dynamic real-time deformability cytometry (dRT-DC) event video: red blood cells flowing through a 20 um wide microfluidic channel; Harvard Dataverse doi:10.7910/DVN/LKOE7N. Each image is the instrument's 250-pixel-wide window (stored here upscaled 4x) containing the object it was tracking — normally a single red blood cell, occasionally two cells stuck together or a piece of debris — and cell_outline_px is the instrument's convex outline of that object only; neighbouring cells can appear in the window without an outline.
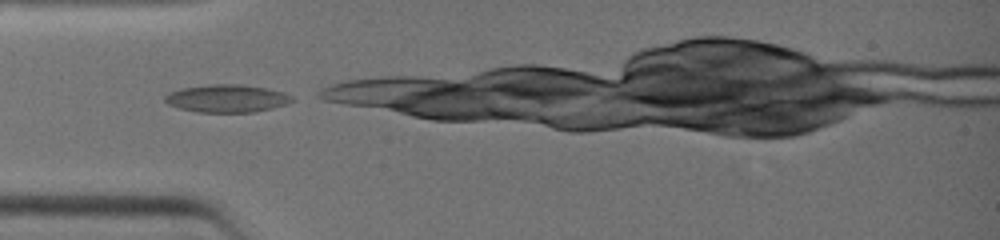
{"species": "common noctule bat (a hibernating species)", "species_latin": "Nyctalus noctula", "temperature_condition": "warm", "stored_images_in_passage": 24, "camera_frame_rate_fps": 3000, "um_per_image_px": 0.085, "animal": {"sex": "female", "body_mass_g": 19.0, "forearm_length_mm": 51.5}, "frame": {"image": 1, "passage_image": 1, "time_ms": 0.0, "image_size_px": [1000, 240], "cell_outline_px": [[296, 100], [272, 108], [252, 112], [196, 112], [180, 108], [168, 104], [164, 100], [164, 96], [168, 92], [180, 88], [208, 84], [240, 84], [264, 88], [284, 92], [292, 96]], "centroid_in_image_um": [19.25, 8.36], "position_along_channel_um": 65.8, "area_um2": 20.58}}
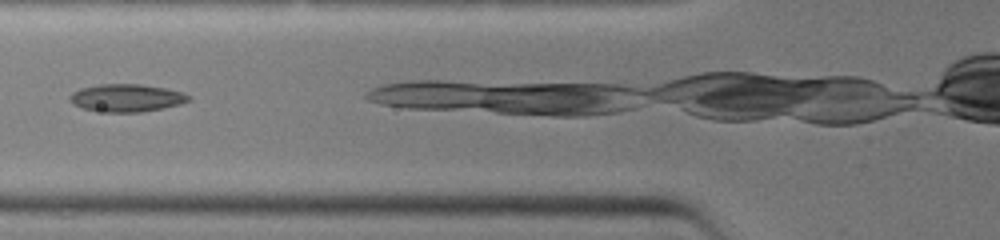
{"frame": {"image": 2, "passage_image": 4, "time_ms": 1.0, "image_size_px": [1000, 240], "cell_outline_px": [[192, 96], [188, 100], [180, 104], [164, 108], [140, 112], [104, 112], [84, 108], [72, 104], [68, 100], [68, 96], [72, 92], [80, 88], [100, 84], [140, 84], [164, 88], [184, 92]], "centroid_in_image_um": [10.74, 8.32], "position_along_channel_um": 115.1, "area_um2": 19.25}}